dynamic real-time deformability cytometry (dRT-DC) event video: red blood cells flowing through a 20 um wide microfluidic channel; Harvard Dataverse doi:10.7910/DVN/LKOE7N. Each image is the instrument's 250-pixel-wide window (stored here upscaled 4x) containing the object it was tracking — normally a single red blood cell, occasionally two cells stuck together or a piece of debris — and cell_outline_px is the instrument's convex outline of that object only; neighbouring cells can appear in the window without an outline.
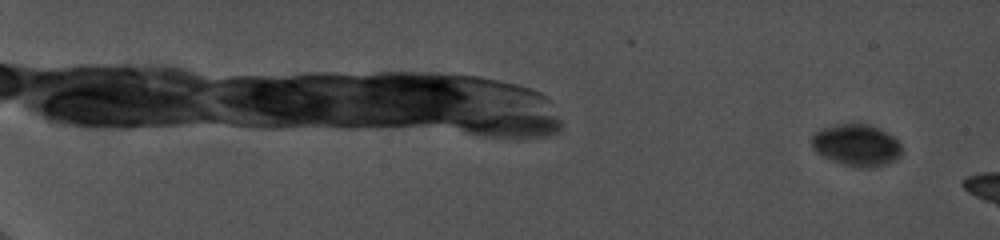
{"species": "common noctule bat (a hibernating species)", "species_latin": "Nyctalus noctula", "temperature_condition": "cold", "stored_images_in_passage": 24, "camera_frame_rate_fps": 5000, "um_per_image_px": 0.085, "animal": {"sex": "female", "body_mass_g": 19.0, "forearm_length_mm": 56.7}, "frame": {"image": 1, "passage_image": 1, "time_ms": 0.0, "image_size_px": [1000, 240], "cell_outline_px": [[900, 156], [884, 164], [868, 168], [856, 168], [832, 160], [816, 152], [812, 144], [812, 136], [820, 128], [836, 124], [868, 124], [880, 128], [892, 136], [900, 144]], "centroid_in_image_um": [72.78, 12.32], "position_along_channel_um": 12.2, "area_um2": 21.68}}
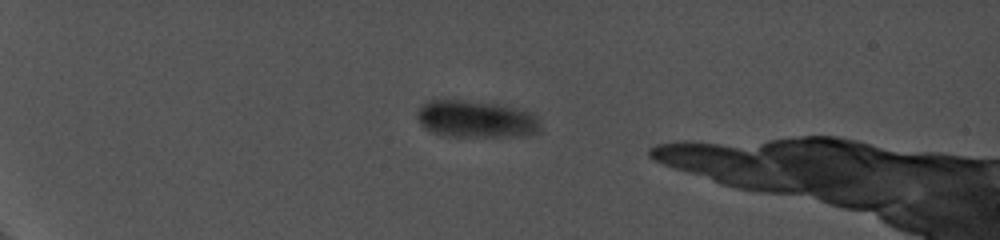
{"frame": {"image": 2, "passage_image": 14, "time_ms": 5.8, "image_size_px": [1000, 240], "cell_outline_px": [[540, 132], [524, 136], [444, 136], [432, 132], [424, 128], [420, 124], [416, 116], [416, 112], [420, 104], [428, 100], [464, 100], [504, 104], [532, 112], [536, 116], [540, 124]], "centroid_in_image_um": [40.45, 10.11], "position_along_channel_um": 44.5, "area_um2": 27.22}}